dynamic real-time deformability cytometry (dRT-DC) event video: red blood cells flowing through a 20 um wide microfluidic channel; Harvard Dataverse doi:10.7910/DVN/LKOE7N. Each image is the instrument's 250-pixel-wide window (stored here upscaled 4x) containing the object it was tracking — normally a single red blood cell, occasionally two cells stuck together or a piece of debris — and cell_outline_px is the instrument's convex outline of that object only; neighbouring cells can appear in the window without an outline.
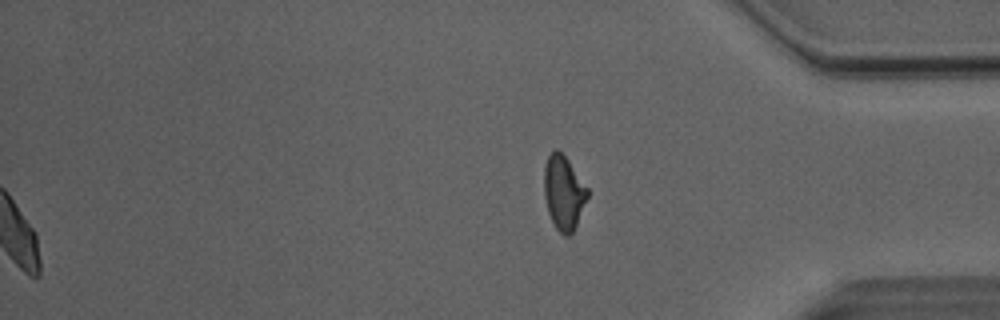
{"species": "Egyptian fruit bat (a non-hibernating species)", "species_latin": "Rousettus aegyptiacus", "temperature_condition": "room temperature", "stored_images_in_passage": 52, "segment_of_instrument_passage": [2, 2], "camera_frame_rate_fps": 3000, "um_per_image_px": 0.085, "animal": {"sex": "male"}, "frame": {"image": 1, "passage_image": 52, "time_ms": 17.0, "image_size_px": [1000, 320], "cell_outline_px": [[588, 196], [576, 224], [572, 232], [568, 236], [564, 236], [556, 228], [548, 212], [544, 196], [544, 168], [548, 156], [556, 148], [568, 160], [588, 188]], "centroid_in_image_um": [47.9, 16.37], "position_along_channel_um": 387.3, "area_um2": 18.44}}